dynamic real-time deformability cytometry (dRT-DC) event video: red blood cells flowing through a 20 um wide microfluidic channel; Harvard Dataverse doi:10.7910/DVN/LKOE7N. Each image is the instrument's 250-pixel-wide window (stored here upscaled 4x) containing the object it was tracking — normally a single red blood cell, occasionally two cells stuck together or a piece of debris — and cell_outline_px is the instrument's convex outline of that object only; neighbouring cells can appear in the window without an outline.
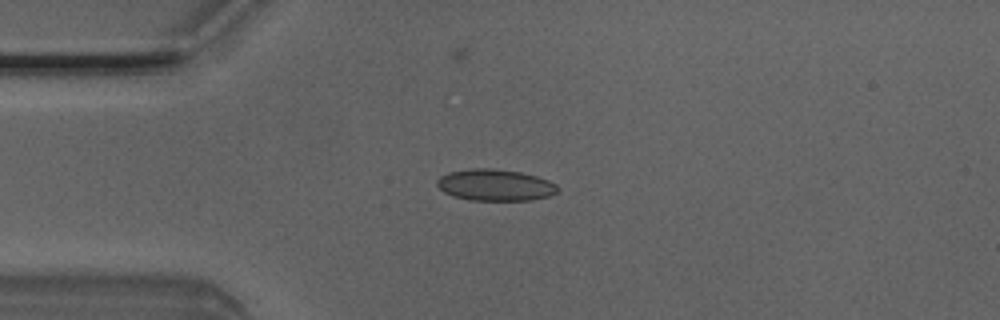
{"species": "Egyptian fruit bat (a non-hibernating species)", "species_latin": "Rousettus aegyptiacus", "temperature_condition": "room temperature", "stored_images_in_passage": 4, "camera_frame_rate_fps": 3000, "um_per_image_px": 0.085, "animal": {"sex": "male"}, "frame": {"image": 1, "passage_image": 2, "time_ms": 0.333, "image_size_px": [1000, 320], "cell_outline_px": [[560, 188], [556, 192], [548, 196], [532, 200], [468, 200], [452, 196], [444, 192], [436, 184], [436, 180], [440, 176], [448, 172], [472, 168], [492, 168], [520, 172], [536, 176], [548, 180], [556, 184]], "centroid_in_image_um": [42.07, 15.73], "position_along_channel_um": 42.9, "area_um2": 22.25}}